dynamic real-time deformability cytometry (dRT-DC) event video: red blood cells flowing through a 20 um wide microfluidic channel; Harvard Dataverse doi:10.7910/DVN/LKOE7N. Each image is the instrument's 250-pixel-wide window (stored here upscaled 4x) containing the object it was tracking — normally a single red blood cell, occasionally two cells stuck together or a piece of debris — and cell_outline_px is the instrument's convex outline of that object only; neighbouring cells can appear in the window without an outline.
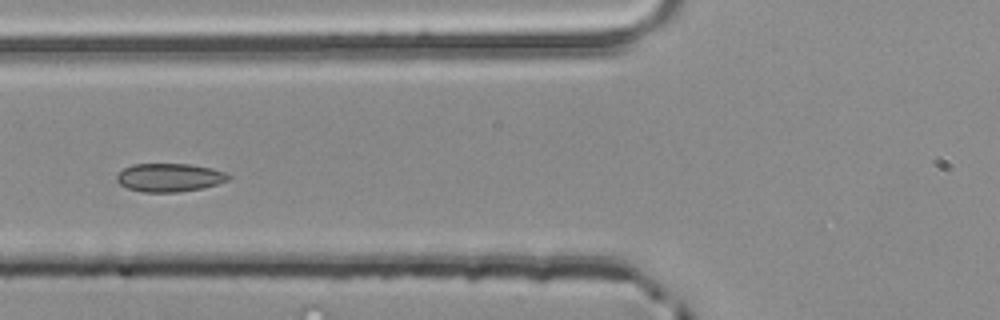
{"species": "common noctule bat (a hibernating species)", "species_latin": "Nyctalus noctula", "temperature_condition": "room temperature", "stored_images_in_passage": 5, "camera_frame_rate_fps": 3000, "um_per_image_px": 0.085, "animal": {"sex": "male", "body_mass_g": 20.4}, "frame": {"image": 1, "passage_image": 5, "time_ms": 1.333, "image_size_px": [1000, 320], "cell_outline_px": [[232, 176], [228, 180], [216, 184], [200, 188], [176, 192], [140, 192], [128, 188], [120, 184], [116, 180], [116, 176], [124, 168], [132, 164], [188, 164], [212, 168], [224, 172]], "centroid_in_image_um": [14.38, 15.08], "position_along_channel_um": 111.4, "area_um2": 18.32}}